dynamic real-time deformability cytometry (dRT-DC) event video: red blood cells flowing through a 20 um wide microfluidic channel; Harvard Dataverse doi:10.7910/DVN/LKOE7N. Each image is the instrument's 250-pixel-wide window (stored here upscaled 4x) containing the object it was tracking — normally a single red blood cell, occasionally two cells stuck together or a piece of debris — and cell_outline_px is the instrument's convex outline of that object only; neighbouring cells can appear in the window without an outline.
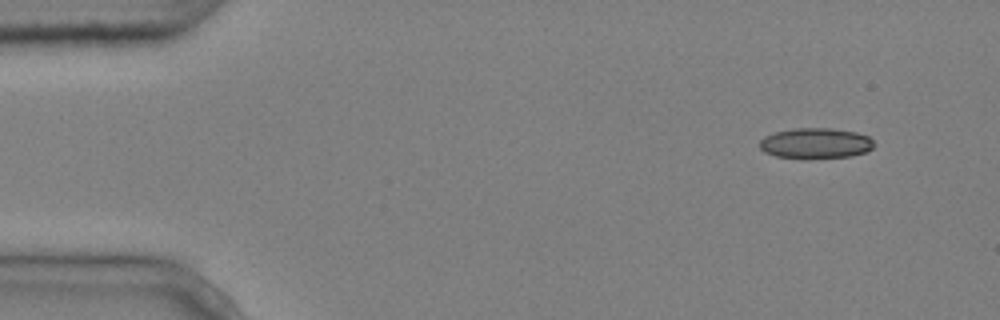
{"species": "common noctule bat (a hibernating species)", "species_latin": "Nyctalus noctula", "temperature_condition": "cold", "stored_images_in_passage": 4, "camera_frame_rate_fps": 3000, "um_per_image_px": 0.085, "animal": {"sex": "male", "body_mass_g": 20.4}, "frame": {"image": 1, "passage_image": 1, "time_ms": 0.0, "image_size_px": [1000, 320], "cell_outline_px": [[876, 144], [868, 152], [852, 156], [808, 160], [776, 156], [764, 152], [760, 148], [760, 140], [764, 136], [772, 132], [792, 128], [832, 128], [856, 132], [868, 136]], "centroid_in_image_um": [69.33, 12.19], "position_along_channel_um": 15.7, "area_um2": 21.04}}
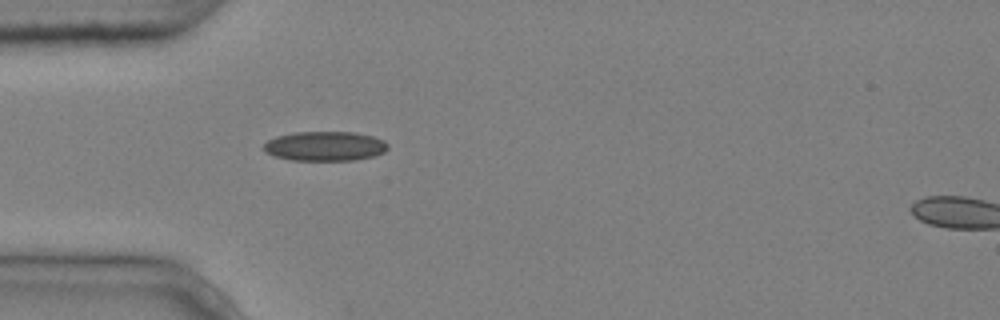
{"frame": {"image": 2, "passage_image": 4, "time_ms": 1.0, "image_size_px": [1000, 320], "cell_outline_px": [[388, 148], [384, 152], [372, 156], [356, 160], [292, 160], [276, 156], [264, 152], [264, 144], [268, 140], [276, 136], [296, 132], [356, 132], [372, 136], [384, 140], [388, 144]], "centroid_in_image_um": [27.63, 12.42], "position_along_channel_um": 57.4, "area_um2": 21.33}}